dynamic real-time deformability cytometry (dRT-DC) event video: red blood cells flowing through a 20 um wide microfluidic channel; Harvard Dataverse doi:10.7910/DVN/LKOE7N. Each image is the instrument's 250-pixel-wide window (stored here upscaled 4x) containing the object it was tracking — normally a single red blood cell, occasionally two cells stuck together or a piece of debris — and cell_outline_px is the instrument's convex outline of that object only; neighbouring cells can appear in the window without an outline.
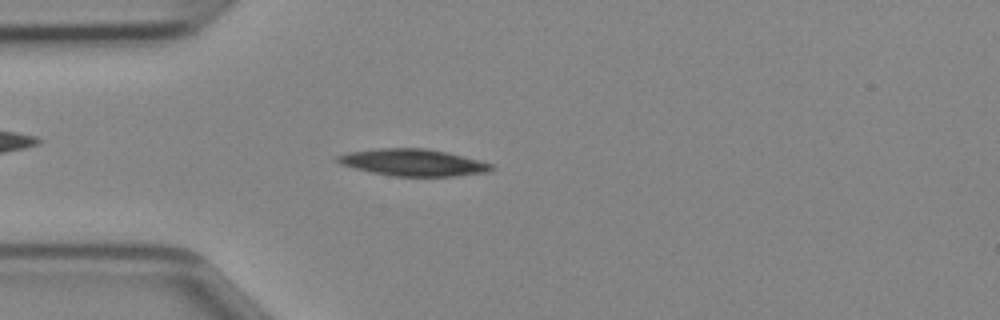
{"species": "Egyptian fruit bat (a non-hibernating species)", "species_latin": "Rousettus aegyptiacus", "temperature_condition": "cold", "stored_images_in_passage": 45, "camera_frame_rate_fps": 3000, "um_per_image_px": 0.085, "animal": {"sex": "female"}, "frame": {"image": 1, "passage_image": 11, "time_ms": 3.333, "image_size_px": [1000, 320], "cell_outline_px": [[496, 168], [488, 172], [456, 176], [392, 176], [372, 172], [340, 164], [332, 160], [336, 156], [348, 152], [380, 148], [424, 148], [448, 152], [480, 160], [492, 164]], "centroid_in_image_um": [35.12, 13.81], "position_along_channel_um": 49.9, "area_um2": 24.22}}
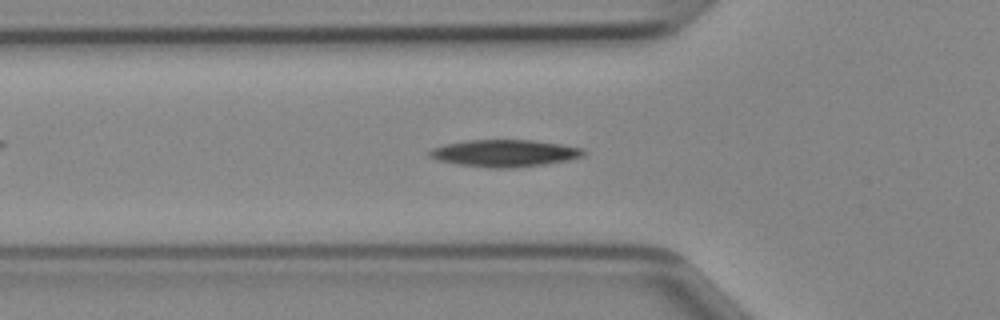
{"frame": {"image": 2, "passage_image": 14, "time_ms": 4.333, "image_size_px": [1000, 320], "cell_outline_px": [[588, 152], [584, 156], [568, 160], [544, 164], [512, 168], [492, 168], [460, 164], [436, 160], [428, 156], [428, 152], [432, 148], [444, 144], [464, 140], [532, 140], [560, 144], [584, 148]], "centroid_in_image_um": [42.9, 13.01], "position_along_channel_um": 82.9, "area_um2": 24.39}}
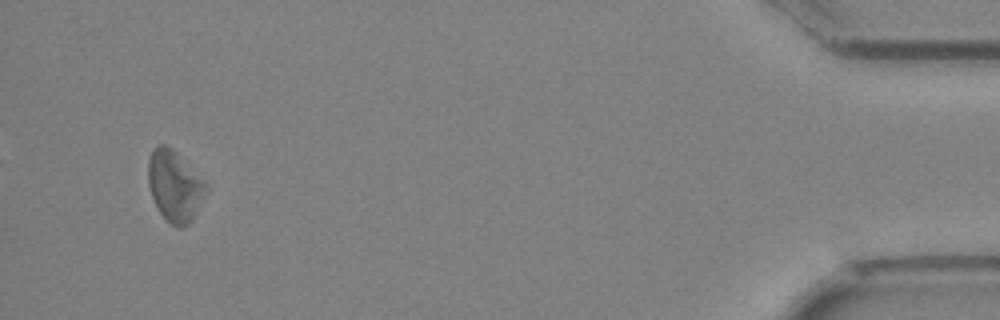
{"frame": {"image": 3, "passage_image": 43, "time_ms": 14.0, "image_size_px": [1000, 320], "cell_outline_px": [[208, 192], [192, 220], [188, 224], [180, 228], [176, 228], [160, 212], [152, 196], [148, 184], [148, 160], [152, 152], [160, 144], [164, 144], [172, 148], [208, 184]], "centroid_in_image_um": [14.88, 15.82], "position_along_channel_um": 420.3, "area_um2": 23.76}}